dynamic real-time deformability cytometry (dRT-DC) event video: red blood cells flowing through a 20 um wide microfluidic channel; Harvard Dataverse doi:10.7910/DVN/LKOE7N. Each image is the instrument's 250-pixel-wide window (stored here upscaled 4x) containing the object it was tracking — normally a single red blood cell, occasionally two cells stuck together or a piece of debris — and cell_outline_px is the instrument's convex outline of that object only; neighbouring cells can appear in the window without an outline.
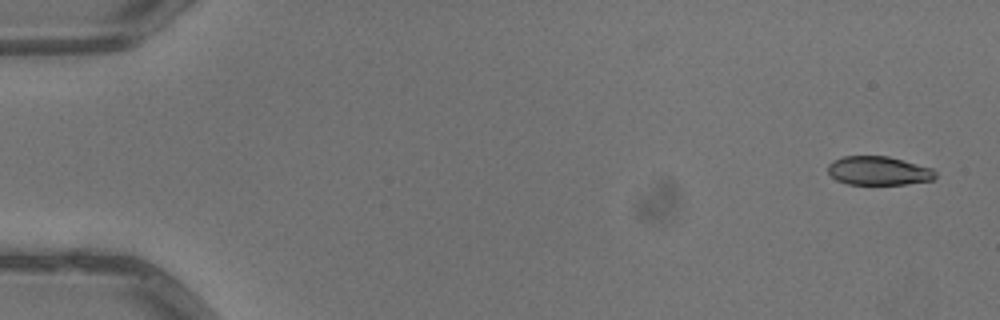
{"species": "common noctule bat (a hibernating species)", "species_latin": "Nyctalus noctula", "temperature_condition": "warm", "stored_images_in_passage": 3, "camera_frame_rate_fps": 3000, "um_per_image_px": 0.085, "animal": {"sex": "male", "body_mass_g": 13.3}, "frame": {"image": 1, "passage_image": 1, "time_ms": 0.0, "image_size_px": [1000, 320], "cell_outline_px": [[936, 176], [932, 180], [904, 184], [848, 184], [836, 180], [828, 172], [828, 164], [832, 160], [844, 156], [888, 156], [904, 160], [932, 168], [936, 172]], "centroid_in_image_um": [74.66, 14.51], "position_along_channel_um": 10.3, "area_um2": 18.03}}
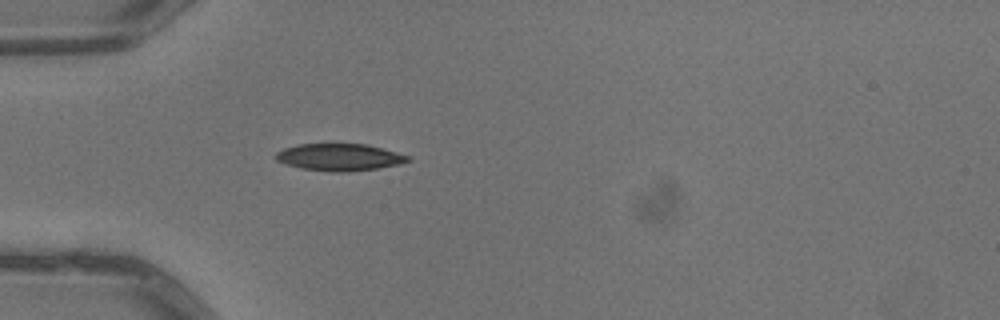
{"frame": {"image": 2, "passage_image": 3, "time_ms": 0.667, "image_size_px": [1000, 320], "cell_outline_px": [[412, 160], [400, 164], [376, 168], [348, 172], [328, 172], [300, 168], [284, 164], [276, 160], [276, 152], [284, 148], [300, 144], [368, 144], [396, 152], [408, 156]], "centroid_in_image_um": [28.83, 13.37], "position_along_channel_um": 56.2, "area_um2": 20.87}}